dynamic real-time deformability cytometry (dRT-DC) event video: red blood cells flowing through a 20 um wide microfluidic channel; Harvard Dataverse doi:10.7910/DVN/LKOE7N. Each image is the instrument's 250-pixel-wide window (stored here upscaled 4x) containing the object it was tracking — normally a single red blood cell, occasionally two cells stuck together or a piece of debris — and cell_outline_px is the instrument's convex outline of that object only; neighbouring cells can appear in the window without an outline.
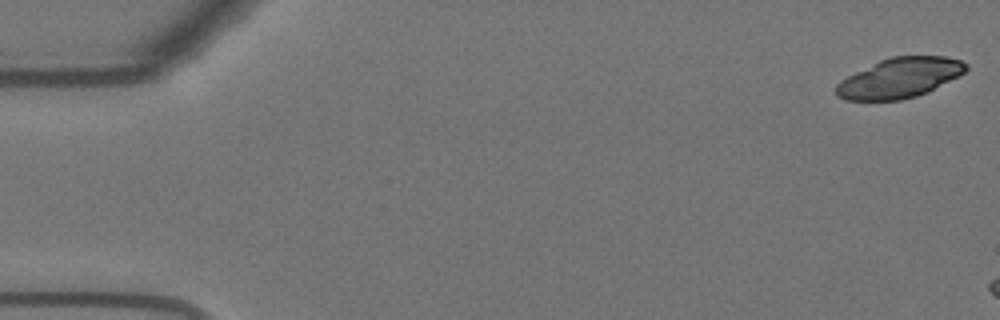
{"species": "Egyptian fruit bat (a non-hibernating species)", "species_latin": "Rousettus aegyptiacus", "temperature_condition": "warm", "stored_images_in_passage": 7, "camera_frame_rate_fps": 3000, "um_per_image_px": 0.085, "animal": {"sex": "female"}, "frame": {"image": 1, "passage_image": 1, "time_ms": 0.0, "image_size_px": [1000, 320], "cell_outline_px": [[968, 68], [964, 72], [928, 92], [916, 96], [900, 100], [844, 100], [836, 96], [836, 84], [840, 80], [880, 60], [892, 56], [944, 56], [960, 60], [968, 64]], "centroid_in_image_um": [76.45, 6.62], "position_along_channel_um": 8.5, "area_um2": 30.0}}